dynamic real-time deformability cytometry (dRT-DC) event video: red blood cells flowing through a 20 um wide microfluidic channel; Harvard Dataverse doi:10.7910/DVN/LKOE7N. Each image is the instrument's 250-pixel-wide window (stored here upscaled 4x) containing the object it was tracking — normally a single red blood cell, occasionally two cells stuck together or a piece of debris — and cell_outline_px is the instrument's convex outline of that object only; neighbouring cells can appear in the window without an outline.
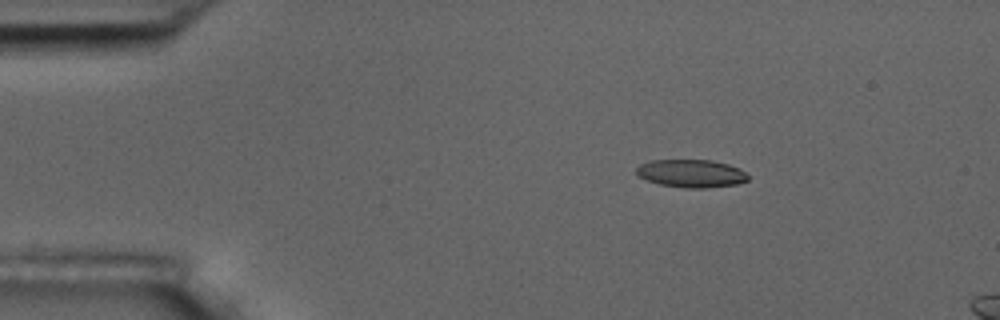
{"species": "common noctule bat (a hibernating species)", "species_latin": "Nyctalus noctula", "temperature_condition": "room temperature", "stored_images_in_passage": 4, "camera_frame_rate_fps": 3000, "um_per_image_px": 0.085, "animal": {"sex": "male", "body_mass_g": 17.5, "forearm_length_mm": 52.3}, "frame": {"image": 1, "passage_image": 2, "time_ms": 1.0, "image_size_px": [1000, 320], "cell_outline_px": [[748, 180], [736, 184], [704, 188], [684, 188], [660, 184], [636, 176], [636, 168], [640, 164], [652, 160], [712, 160], [728, 164], [744, 172], [748, 176]], "centroid_in_image_um": [58.71, 14.74], "position_along_channel_um": 26.3, "area_um2": 18.03}}